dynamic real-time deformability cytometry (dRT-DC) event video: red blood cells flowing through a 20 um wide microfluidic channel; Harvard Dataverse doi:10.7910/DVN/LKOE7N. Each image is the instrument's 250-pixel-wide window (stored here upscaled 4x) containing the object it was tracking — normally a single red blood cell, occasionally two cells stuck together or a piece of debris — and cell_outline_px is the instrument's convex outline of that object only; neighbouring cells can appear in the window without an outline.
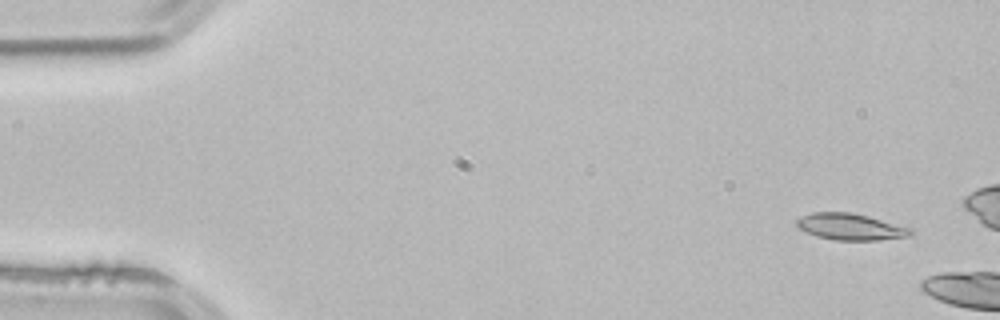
{"species": "common noctule bat (a hibernating species)", "species_latin": "Nyctalus noctula", "temperature_condition": "room temperature", "stored_images_in_passage": 2, "camera_frame_rate_fps": 3000, "um_per_image_px": 0.085, "animal": {"sex": "male", "body_mass_g": 21.5, "forearm_length_mm": 52.0}, "frame": {"image": 1, "passage_image": 1, "time_ms": 0.0, "image_size_px": [1000, 320], "cell_outline_px": [[912, 236], [880, 240], [836, 240], [816, 236], [804, 232], [796, 224], [796, 220], [800, 216], [812, 212], [852, 212], [868, 216], [912, 228]], "centroid_in_image_um": [72.28, 19.27], "position_along_channel_um": 12.7, "area_um2": 17.74}}